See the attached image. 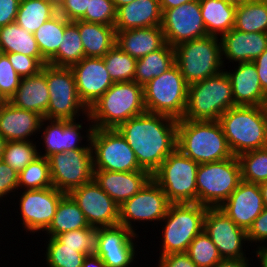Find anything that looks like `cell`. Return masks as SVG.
<instances>
[{"label":"cell","mask_w":267,"mask_h":267,"mask_svg":"<svg viewBox=\"0 0 267 267\" xmlns=\"http://www.w3.org/2000/svg\"><path fill=\"white\" fill-rule=\"evenodd\" d=\"M178 120L145 112L122 123L117 130L135 152L139 166L151 175L177 148Z\"/></svg>","instance_id":"6da1fadb"},{"label":"cell","mask_w":267,"mask_h":267,"mask_svg":"<svg viewBox=\"0 0 267 267\" xmlns=\"http://www.w3.org/2000/svg\"><path fill=\"white\" fill-rule=\"evenodd\" d=\"M177 148L198 164L234 156L218 120L179 119Z\"/></svg>","instance_id":"7a4b0ae2"},{"label":"cell","mask_w":267,"mask_h":267,"mask_svg":"<svg viewBox=\"0 0 267 267\" xmlns=\"http://www.w3.org/2000/svg\"><path fill=\"white\" fill-rule=\"evenodd\" d=\"M218 122L234 156L267 147L265 106H234Z\"/></svg>","instance_id":"3957f363"},{"label":"cell","mask_w":267,"mask_h":267,"mask_svg":"<svg viewBox=\"0 0 267 267\" xmlns=\"http://www.w3.org/2000/svg\"><path fill=\"white\" fill-rule=\"evenodd\" d=\"M146 112L143 86L135 81L114 83L88 110L94 128L117 129Z\"/></svg>","instance_id":"277c9868"},{"label":"cell","mask_w":267,"mask_h":267,"mask_svg":"<svg viewBox=\"0 0 267 267\" xmlns=\"http://www.w3.org/2000/svg\"><path fill=\"white\" fill-rule=\"evenodd\" d=\"M175 64L190 85L215 76L224 70L219 37L207 35L174 47Z\"/></svg>","instance_id":"5b68a950"},{"label":"cell","mask_w":267,"mask_h":267,"mask_svg":"<svg viewBox=\"0 0 267 267\" xmlns=\"http://www.w3.org/2000/svg\"><path fill=\"white\" fill-rule=\"evenodd\" d=\"M234 106L230 79L223 70L215 76L188 85L187 105L182 119L218 120Z\"/></svg>","instance_id":"8992f818"},{"label":"cell","mask_w":267,"mask_h":267,"mask_svg":"<svg viewBox=\"0 0 267 267\" xmlns=\"http://www.w3.org/2000/svg\"><path fill=\"white\" fill-rule=\"evenodd\" d=\"M206 206L199 203L170 204L162 226L159 256L187 252L192 240L203 231Z\"/></svg>","instance_id":"52a82bcc"},{"label":"cell","mask_w":267,"mask_h":267,"mask_svg":"<svg viewBox=\"0 0 267 267\" xmlns=\"http://www.w3.org/2000/svg\"><path fill=\"white\" fill-rule=\"evenodd\" d=\"M198 165L176 148L152 174V179L161 187L171 204L197 203Z\"/></svg>","instance_id":"ba28073f"},{"label":"cell","mask_w":267,"mask_h":267,"mask_svg":"<svg viewBox=\"0 0 267 267\" xmlns=\"http://www.w3.org/2000/svg\"><path fill=\"white\" fill-rule=\"evenodd\" d=\"M241 181V166L237 156L198 165L197 203L220 207Z\"/></svg>","instance_id":"9c48e42d"},{"label":"cell","mask_w":267,"mask_h":267,"mask_svg":"<svg viewBox=\"0 0 267 267\" xmlns=\"http://www.w3.org/2000/svg\"><path fill=\"white\" fill-rule=\"evenodd\" d=\"M143 94L146 112L167 115L177 120L183 118L188 84L176 64L144 85Z\"/></svg>","instance_id":"30bf717a"},{"label":"cell","mask_w":267,"mask_h":267,"mask_svg":"<svg viewBox=\"0 0 267 267\" xmlns=\"http://www.w3.org/2000/svg\"><path fill=\"white\" fill-rule=\"evenodd\" d=\"M41 71L46 75L50 97L46 119L79 120V116L88 114L78 97L71 68L47 64Z\"/></svg>","instance_id":"8fae6325"},{"label":"cell","mask_w":267,"mask_h":267,"mask_svg":"<svg viewBox=\"0 0 267 267\" xmlns=\"http://www.w3.org/2000/svg\"><path fill=\"white\" fill-rule=\"evenodd\" d=\"M94 170L133 172L143 170L135 152L117 129L94 128L91 136Z\"/></svg>","instance_id":"7c38bea8"},{"label":"cell","mask_w":267,"mask_h":267,"mask_svg":"<svg viewBox=\"0 0 267 267\" xmlns=\"http://www.w3.org/2000/svg\"><path fill=\"white\" fill-rule=\"evenodd\" d=\"M86 117V121L89 122L86 126L90 124L88 127H83V123H80L77 120L43 118L41 121L39 134L42 132L40 138L43 141L41 146L43 145L42 150L44 151L41 150L39 155L48 158L55 153L76 149H92L90 141L94 126L92 124L90 115L87 114ZM82 140H86V143L81 144L83 142Z\"/></svg>","instance_id":"4fadbf2b"},{"label":"cell","mask_w":267,"mask_h":267,"mask_svg":"<svg viewBox=\"0 0 267 267\" xmlns=\"http://www.w3.org/2000/svg\"><path fill=\"white\" fill-rule=\"evenodd\" d=\"M53 187L65 194L93 180L92 149H76L48 157Z\"/></svg>","instance_id":"5bb4252c"},{"label":"cell","mask_w":267,"mask_h":267,"mask_svg":"<svg viewBox=\"0 0 267 267\" xmlns=\"http://www.w3.org/2000/svg\"><path fill=\"white\" fill-rule=\"evenodd\" d=\"M170 204L161 187L151 179L140 191L119 206V224L138 233V228L134 226L136 222H161Z\"/></svg>","instance_id":"9a60e30c"},{"label":"cell","mask_w":267,"mask_h":267,"mask_svg":"<svg viewBox=\"0 0 267 267\" xmlns=\"http://www.w3.org/2000/svg\"><path fill=\"white\" fill-rule=\"evenodd\" d=\"M18 198L20 225L27 233L45 232L54 218L58 203L65 193L55 187L20 190Z\"/></svg>","instance_id":"2e32d148"},{"label":"cell","mask_w":267,"mask_h":267,"mask_svg":"<svg viewBox=\"0 0 267 267\" xmlns=\"http://www.w3.org/2000/svg\"><path fill=\"white\" fill-rule=\"evenodd\" d=\"M160 26L166 43L171 47L208 35L199 0L162 11Z\"/></svg>","instance_id":"e0dca14e"},{"label":"cell","mask_w":267,"mask_h":267,"mask_svg":"<svg viewBox=\"0 0 267 267\" xmlns=\"http://www.w3.org/2000/svg\"><path fill=\"white\" fill-rule=\"evenodd\" d=\"M203 230L222 258H249L246 257V248L243 247L246 243L249 244L247 232L236 225L219 207L207 208Z\"/></svg>","instance_id":"ac0fdd59"},{"label":"cell","mask_w":267,"mask_h":267,"mask_svg":"<svg viewBox=\"0 0 267 267\" xmlns=\"http://www.w3.org/2000/svg\"><path fill=\"white\" fill-rule=\"evenodd\" d=\"M69 195L78 204L91 227H111L119 224V205L94 179L72 190Z\"/></svg>","instance_id":"d6986e66"},{"label":"cell","mask_w":267,"mask_h":267,"mask_svg":"<svg viewBox=\"0 0 267 267\" xmlns=\"http://www.w3.org/2000/svg\"><path fill=\"white\" fill-rule=\"evenodd\" d=\"M70 68L78 97L88 110L114 84L102 57H84Z\"/></svg>","instance_id":"ffe728a7"},{"label":"cell","mask_w":267,"mask_h":267,"mask_svg":"<svg viewBox=\"0 0 267 267\" xmlns=\"http://www.w3.org/2000/svg\"><path fill=\"white\" fill-rule=\"evenodd\" d=\"M264 207L259 184L241 180L237 188L219 208L236 225L247 232Z\"/></svg>","instance_id":"44dd1931"},{"label":"cell","mask_w":267,"mask_h":267,"mask_svg":"<svg viewBox=\"0 0 267 267\" xmlns=\"http://www.w3.org/2000/svg\"><path fill=\"white\" fill-rule=\"evenodd\" d=\"M93 179L121 206L140 191L152 179V175L145 170L133 172L94 170Z\"/></svg>","instance_id":"7402d4cb"},{"label":"cell","mask_w":267,"mask_h":267,"mask_svg":"<svg viewBox=\"0 0 267 267\" xmlns=\"http://www.w3.org/2000/svg\"><path fill=\"white\" fill-rule=\"evenodd\" d=\"M234 68L224 70L230 79L235 106H265L267 94L260 85L255 64L238 63Z\"/></svg>","instance_id":"603a6c76"},{"label":"cell","mask_w":267,"mask_h":267,"mask_svg":"<svg viewBox=\"0 0 267 267\" xmlns=\"http://www.w3.org/2000/svg\"><path fill=\"white\" fill-rule=\"evenodd\" d=\"M220 39L223 64L253 62L267 48L265 32L246 33L233 28Z\"/></svg>","instance_id":"cb8c5ba5"},{"label":"cell","mask_w":267,"mask_h":267,"mask_svg":"<svg viewBox=\"0 0 267 267\" xmlns=\"http://www.w3.org/2000/svg\"><path fill=\"white\" fill-rule=\"evenodd\" d=\"M42 119L38 113L6 101L0 107V135L7 141H35L32 136L39 134Z\"/></svg>","instance_id":"d4e9b609"},{"label":"cell","mask_w":267,"mask_h":267,"mask_svg":"<svg viewBox=\"0 0 267 267\" xmlns=\"http://www.w3.org/2000/svg\"><path fill=\"white\" fill-rule=\"evenodd\" d=\"M162 10L159 0H135L116 10V31L161 25Z\"/></svg>","instance_id":"484cf974"},{"label":"cell","mask_w":267,"mask_h":267,"mask_svg":"<svg viewBox=\"0 0 267 267\" xmlns=\"http://www.w3.org/2000/svg\"><path fill=\"white\" fill-rule=\"evenodd\" d=\"M165 43L160 25L116 31V45L136 59L160 49Z\"/></svg>","instance_id":"4316f807"},{"label":"cell","mask_w":267,"mask_h":267,"mask_svg":"<svg viewBox=\"0 0 267 267\" xmlns=\"http://www.w3.org/2000/svg\"><path fill=\"white\" fill-rule=\"evenodd\" d=\"M49 98L46 75L40 71L36 75L22 78L9 102L18 108L34 111L46 118Z\"/></svg>","instance_id":"83f0119b"},{"label":"cell","mask_w":267,"mask_h":267,"mask_svg":"<svg viewBox=\"0 0 267 267\" xmlns=\"http://www.w3.org/2000/svg\"><path fill=\"white\" fill-rule=\"evenodd\" d=\"M79 29L85 57H103L116 44L114 25L73 21Z\"/></svg>","instance_id":"f1b7e54d"},{"label":"cell","mask_w":267,"mask_h":267,"mask_svg":"<svg viewBox=\"0 0 267 267\" xmlns=\"http://www.w3.org/2000/svg\"><path fill=\"white\" fill-rule=\"evenodd\" d=\"M0 52L23 54L36 58L43 66L48 64L41 55L34 35L16 22L0 27Z\"/></svg>","instance_id":"f546056e"},{"label":"cell","mask_w":267,"mask_h":267,"mask_svg":"<svg viewBox=\"0 0 267 267\" xmlns=\"http://www.w3.org/2000/svg\"><path fill=\"white\" fill-rule=\"evenodd\" d=\"M207 34L221 38L234 27L236 6L223 0H199Z\"/></svg>","instance_id":"4dcf8cb0"},{"label":"cell","mask_w":267,"mask_h":267,"mask_svg":"<svg viewBox=\"0 0 267 267\" xmlns=\"http://www.w3.org/2000/svg\"><path fill=\"white\" fill-rule=\"evenodd\" d=\"M90 227L78 204L69 194H65L58 203L54 218L44 233L47 237H55L65 232Z\"/></svg>","instance_id":"1f68e13d"},{"label":"cell","mask_w":267,"mask_h":267,"mask_svg":"<svg viewBox=\"0 0 267 267\" xmlns=\"http://www.w3.org/2000/svg\"><path fill=\"white\" fill-rule=\"evenodd\" d=\"M175 64L174 47L165 43L160 49L143 56L136 61L135 82L146 85L155 77H159Z\"/></svg>","instance_id":"d6a6232c"},{"label":"cell","mask_w":267,"mask_h":267,"mask_svg":"<svg viewBox=\"0 0 267 267\" xmlns=\"http://www.w3.org/2000/svg\"><path fill=\"white\" fill-rule=\"evenodd\" d=\"M57 13V4L51 0H21L15 22L34 34L43 23Z\"/></svg>","instance_id":"836d02e7"},{"label":"cell","mask_w":267,"mask_h":267,"mask_svg":"<svg viewBox=\"0 0 267 267\" xmlns=\"http://www.w3.org/2000/svg\"><path fill=\"white\" fill-rule=\"evenodd\" d=\"M70 22L57 13L43 23L33 34L41 55L47 62L57 53L61 41L64 39L65 27Z\"/></svg>","instance_id":"e575fe53"},{"label":"cell","mask_w":267,"mask_h":267,"mask_svg":"<svg viewBox=\"0 0 267 267\" xmlns=\"http://www.w3.org/2000/svg\"><path fill=\"white\" fill-rule=\"evenodd\" d=\"M63 38L57 53L48 61V64L70 68L85 57L79 29L73 21L65 27Z\"/></svg>","instance_id":"d590c367"},{"label":"cell","mask_w":267,"mask_h":267,"mask_svg":"<svg viewBox=\"0 0 267 267\" xmlns=\"http://www.w3.org/2000/svg\"><path fill=\"white\" fill-rule=\"evenodd\" d=\"M234 29L267 33V0H251L236 6Z\"/></svg>","instance_id":"8d00e7d4"},{"label":"cell","mask_w":267,"mask_h":267,"mask_svg":"<svg viewBox=\"0 0 267 267\" xmlns=\"http://www.w3.org/2000/svg\"><path fill=\"white\" fill-rule=\"evenodd\" d=\"M102 58L114 83L135 81L137 59L125 53L116 44Z\"/></svg>","instance_id":"74e56055"},{"label":"cell","mask_w":267,"mask_h":267,"mask_svg":"<svg viewBox=\"0 0 267 267\" xmlns=\"http://www.w3.org/2000/svg\"><path fill=\"white\" fill-rule=\"evenodd\" d=\"M52 186L48 158L38 156L18 173V189L38 190Z\"/></svg>","instance_id":"f35d334b"},{"label":"cell","mask_w":267,"mask_h":267,"mask_svg":"<svg viewBox=\"0 0 267 267\" xmlns=\"http://www.w3.org/2000/svg\"><path fill=\"white\" fill-rule=\"evenodd\" d=\"M48 238L44 258L48 267H82L86 254L79 252L78 248L65 247L55 237Z\"/></svg>","instance_id":"ab89813d"},{"label":"cell","mask_w":267,"mask_h":267,"mask_svg":"<svg viewBox=\"0 0 267 267\" xmlns=\"http://www.w3.org/2000/svg\"><path fill=\"white\" fill-rule=\"evenodd\" d=\"M238 160L241 180L255 184L267 181V147L242 153Z\"/></svg>","instance_id":"60d3db41"},{"label":"cell","mask_w":267,"mask_h":267,"mask_svg":"<svg viewBox=\"0 0 267 267\" xmlns=\"http://www.w3.org/2000/svg\"><path fill=\"white\" fill-rule=\"evenodd\" d=\"M137 238H139V234L120 224L111 227H99L98 251L136 249L139 247L135 242Z\"/></svg>","instance_id":"b9f144b4"},{"label":"cell","mask_w":267,"mask_h":267,"mask_svg":"<svg viewBox=\"0 0 267 267\" xmlns=\"http://www.w3.org/2000/svg\"><path fill=\"white\" fill-rule=\"evenodd\" d=\"M34 143L33 141H7L2 160L20 173L30 162L40 156V149L38 145L36 146V141Z\"/></svg>","instance_id":"7bdbcfd3"},{"label":"cell","mask_w":267,"mask_h":267,"mask_svg":"<svg viewBox=\"0 0 267 267\" xmlns=\"http://www.w3.org/2000/svg\"><path fill=\"white\" fill-rule=\"evenodd\" d=\"M65 247L78 248L86 255L97 254L99 250V228H82L55 236Z\"/></svg>","instance_id":"ee69618b"},{"label":"cell","mask_w":267,"mask_h":267,"mask_svg":"<svg viewBox=\"0 0 267 267\" xmlns=\"http://www.w3.org/2000/svg\"><path fill=\"white\" fill-rule=\"evenodd\" d=\"M186 253L197 267H214L222 259L204 230L192 240Z\"/></svg>","instance_id":"f6af8a7d"},{"label":"cell","mask_w":267,"mask_h":267,"mask_svg":"<svg viewBox=\"0 0 267 267\" xmlns=\"http://www.w3.org/2000/svg\"><path fill=\"white\" fill-rule=\"evenodd\" d=\"M89 23L114 25L116 8L112 0H89L85 15L80 19Z\"/></svg>","instance_id":"bcb514c9"},{"label":"cell","mask_w":267,"mask_h":267,"mask_svg":"<svg viewBox=\"0 0 267 267\" xmlns=\"http://www.w3.org/2000/svg\"><path fill=\"white\" fill-rule=\"evenodd\" d=\"M21 77L16 73L7 55L0 52V94L9 101L20 85Z\"/></svg>","instance_id":"7dc6e473"},{"label":"cell","mask_w":267,"mask_h":267,"mask_svg":"<svg viewBox=\"0 0 267 267\" xmlns=\"http://www.w3.org/2000/svg\"><path fill=\"white\" fill-rule=\"evenodd\" d=\"M137 249H118L113 251H98L106 267H130L136 262ZM135 259V260H134Z\"/></svg>","instance_id":"c3c4849f"},{"label":"cell","mask_w":267,"mask_h":267,"mask_svg":"<svg viewBox=\"0 0 267 267\" xmlns=\"http://www.w3.org/2000/svg\"><path fill=\"white\" fill-rule=\"evenodd\" d=\"M247 238L250 243L249 246L253 245L251 243H255V245H253L252 247H257L255 249L256 253L267 249V207H264V210L253 221L251 227L247 231Z\"/></svg>","instance_id":"681fc988"},{"label":"cell","mask_w":267,"mask_h":267,"mask_svg":"<svg viewBox=\"0 0 267 267\" xmlns=\"http://www.w3.org/2000/svg\"><path fill=\"white\" fill-rule=\"evenodd\" d=\"M15 69L16 73L21 77H29L38 74L43 65L33 57H29L18 53H5Z\"/></svg>","instance_id":"f907efd6"},{"label":"cell","mask_w":267,"mask_h":267,"mask_svg":"<svg viewBox=\"0 0 267 267\" xmlns=\"http://www.w3.org/2000/svg\"><path fill=\"white\" fill-rule=\"evenodd\" d=\"M18 172L13 170L3 160L0 161V201L13 195L15 198V192L18 194ZM11 192H13L11 194Z\"/></svg>","instance_id":"816d5d0a"},{"label":"cell","mask_w":267,"mask_h":267,"mask_svg":"<svg viewBox=\"0 0 267 267\" xmlns=\"http://www.w3.org/2000/svg\"><path fill=\"white\" fill-rule=\"evenodd\" d=\"M89 0H61L58 4V13L68 21L80 20L86 12Z\"/></svg>","instance_id":"f5cc1de1"},{"label":"cell","mask_w":267,"mask_h":267,"mask_svg":"<svg viewBox=\"0 0 267 267\" xmlns=\"http://www.w3.org/2000/svg\"><path fill=\"white\" fill-rule=\"evenodd\" d=\"M159 267H197L186 252L159 256Z\"/></svg>","instance_id":"db71d44e"},{"label":"cell","mask_w":267,"mask_h":267,"mask_svg":"<svg viewBox=\"0 0 267 267\" xmlns=\"http://www.w3.org/2000/svg\"><path fill=\"white\" fill-rule=\"evenodd\" d=\"M21 0H0V27L14 23Z\"/></svg>","instance_id":"11a10c76"},{"label":"cell","mask_w":267,"mask_h":267,"mask_svg":"<svg viewBox=\"0 0 267 267\" xmlns=\"http://www.w3.org/2000/svg\"><path fill=\"white\" fill-rule=\"evenodd\" d=\"M253 63L255 64L257 69L260 85L263 91L267 94V48L253 61Z\"/></svg>","instance_id":"9f6ffc18"},{"label":"cell","mask_w":267,"mask_h":267,"mask_svg":"<svg viewBox=\"0 0 267 267\" xmlns=\"http://www.w3.org/2000/svg\"><path fill=\"white\" fill-rule=\"evenodd\" d=\"M249 258H222L214 267H251Z\"/></svg>","instance_id":"6f0895ef"},{"label":"cell","mask_w":267,"mask_h":267,"mask_svg":"<svg viewBox=\"0 0 267 267\" xmlns=\"http://www.w3.org/2000/svg\"><path fill=\"white\" fill-rule=\"evenodd\" d=\"M82 267H106L103 260L96 254L87 255L84 258Z\"/></svg>","instance_id":"680465c9"},{"label":"cell","mask_w":267,"mask_h":267,"mask_svg":"<svg viewBox=\"0 0 267 267\" xmlns=\"http://www.w3.org/2000/svg\"><path fill=\"white\" fill-rule=\"evenodd\" d=\"M193 1H198V0H159L162 11H165L166 9L178 7L181 4H184L187 2H193Z\"/></svg>","instance_id":"91938a15"},{"label":"cell","mask_w":267,"mask_h":267,"mask_svg":"<svg viewBox=\"0 0 267 267\" xmlns=\"http://www.w3.org/2000/svg\"><path fill=\"white\" fill-rule=\"evenodd\" d=\"M257 260L259 261V267H267V249L255 252Z\"/></svg>","instance_id":"94428289"},{"label":"cell","mask_w":267,"mask_h":267,"mask_svg":"<svg viewBox=\"0 0 267 267\" xmlns=\"http://www.w3.org/2000/svg\"><path fill=\"white\" fill-rule=\"evenodd\" d=\"M259 187L262 193L264 206L267 207V181L259 184Z\"/></svg>","instance_id":"6125c7cd"},{"label":"cell","mask_w":267,"mask_h":267,"mask_svg":"<svg viewBox=\"0 0 267 267\" xmlns=\"http://www.w3.org/2000/svg\"><path fill=\"white\" fill-rule=\"evenodd\" d=\"M112 1H113V4L117 10L119 7L126 5V4H129L135 0H112Z\"/></svg>","instance_id":"be15d7a7"},{"label":"cell","mask_w":267,"mask_h":267,"mask_svg":"<svg viewBox=\"0 0 267 267\" xmlns=\"http://www.w3.org/2000/svg\"><path fill=\"white\" fill-rule=\"evenodd\" d=\"M7 140L0 135V161L3 159V153L5 150Z\"/></svg>","instance_id":"e7e4bbea"},{"label":"cell","mask_w":267,"mask_h":267,"mask_svg":"<svg viewBox=\"0 0 267 267\" xmlns=\"http://www.w3.org/2000/svg\"><path fill=\"white\" fill-rule=\"evenodd\" d=\"M223 1L230 3L232 5H235V6H239L251 0H223Z\"/></svg>","instance_id":"03108f58"},{"label":"cell","mask_w":267,"mask_h":267,"mask_svg":"<svg viewBox=\"0 0 267 267\" xmlns=\"http://www.w3.org/2000/svg\"><path fill=\"white\" fill-rule=\"evenodd\" d=\"M6 102V100L2 97V95L0 94V104H4Z\"/></svg>","instance_id":"003e7915"},{"label":"cell","mask_w":267,"mask_h":267,"mask_svg":"<svg viewBox=\"0 0 267 267\" xmlns=\"http://www.w3.org/2000/svg\"><path fill=\"white\" fill-rule=\"evenodd\" d=\"M53 2H55L56 4H58L61 0H51Z\"/></svg>","instance_id":"a7ac6f4b"},{"label":"cell","mask_w":267,"mask_h":267,"mask_svg":"<svg viewBox=\"0 0 267 267\" xmlns=\"http://www.w3.org/2000/svg\"><path fill=\"white\" fill-rule=\"evenodd\" d=\"M265 109H266V112H267V99H266V103H265Z\"/></svg>","instance_id":"89a4df30"}]
</instances>
